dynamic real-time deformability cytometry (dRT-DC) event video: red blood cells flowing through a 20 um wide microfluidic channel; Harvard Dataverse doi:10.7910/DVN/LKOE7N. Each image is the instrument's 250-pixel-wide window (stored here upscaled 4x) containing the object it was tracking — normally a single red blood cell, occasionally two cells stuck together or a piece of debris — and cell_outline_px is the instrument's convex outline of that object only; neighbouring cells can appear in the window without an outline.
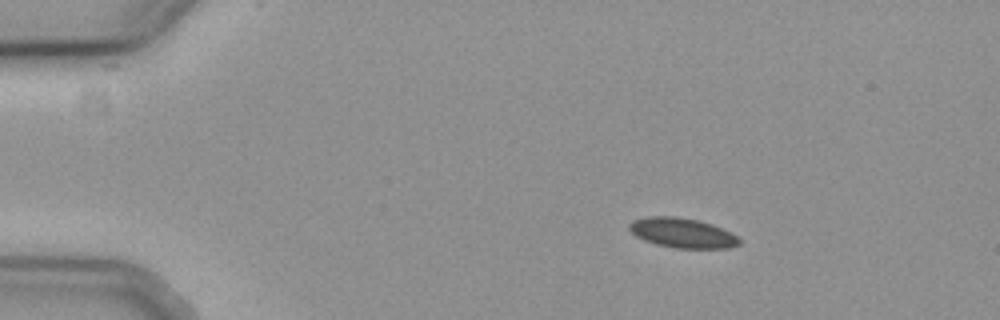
{"species": "common noctule bat (a hibernating species)", "species_latin": "Nyctalus noctula", "temperature_condition": "cold", "stored_images_in_passage": 10, "camera_frame_rate_fps": 3000, "um_per_image_px": 0.085, "animal": {"sex": "female", "body_mass_g": 19.3, "forearm_length_mm": 54.1}, "frame": {"image": 1, "passage_image": 1, "time_ms": 0.0, "image_size_px": [1000, 320], "cell_outline_px": [[740, 244], [728, 248], [672, 248], [656, 244], [644, 240], [636, 236], [628, 228], [628, 224], [632, 220], [648, 216], [676, 216], [700, 220], [712, 224], [736, 236], [740, 240]], "centroid_in_image_um": [57.95, 19.79], "position_along_channel_um": 27.0, "area_um2": 19.13}}